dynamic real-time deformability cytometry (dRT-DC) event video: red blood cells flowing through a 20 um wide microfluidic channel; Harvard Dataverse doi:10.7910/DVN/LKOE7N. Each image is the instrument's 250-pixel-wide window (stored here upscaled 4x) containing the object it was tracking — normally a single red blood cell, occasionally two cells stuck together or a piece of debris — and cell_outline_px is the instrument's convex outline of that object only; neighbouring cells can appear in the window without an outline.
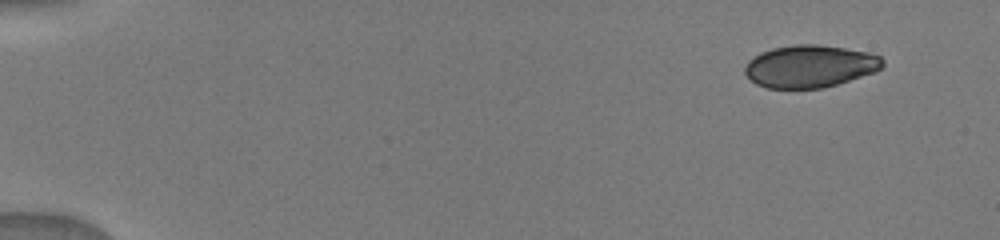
{"species": "human", "species_latin": "Homo sapiens", "temperature_condition": "warm", "stored_images_in_passage": 8, "camera_frame_rate_fps": 3000, "um_per_image_px": 0.085, "donor": {"sex": "male"}, "frame": {"image": 1, "passage_image": 1, "time_ms": 0.0, "image_size_px": [1000, 240], "cell_outline_px": [[884, 64], [876, 72], [824, 88], [768, 88], [756, 84], [744, 72], [744, 68], [748, 60], [760, 52], [772, 48], [796, 44], [816, 44], [844, 48], [868, 52], [880, 56], [884, 60]], "centroid_in_image_um": [68.84, 5.63], "position_along_channel_um": 16.2, "area_um2": 34.1}}
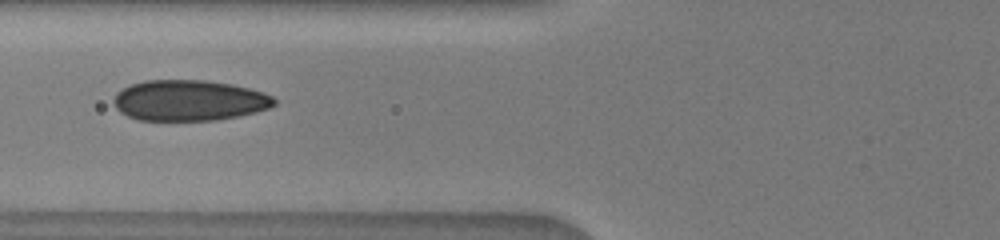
{"frame": {"image": 2, "passage_image": 6, "time_ms": 5.667, "image_size_px": [1000, 240], "cell_outline_px": [[276, 104], [268, 108], [256, 112], [216, 120], [140, 120], [128, 116], [120, 112], [116, 108], [112, 100], [116, 92], [132, 84], [144, 80], [204, 80], [232, 84], [264, 92], [272, 96], [276, 100]], "centroid_in_image_um": [16.07, 8.53], "position_along_channel_um": 109.7, "area_um2": 38.15}}
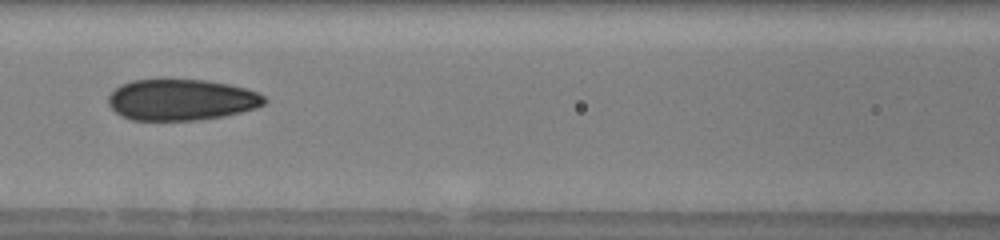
{"frame": {"image": 3, "passage_image": 7, "time_ms": 6.667, "image_size_px": [1000, 240], "cell_outline_px": [[268, 100], [264, 104], [256, 108], [224, 116], [196, 120], [132, 120], [120, 116], [108, 104], [108, 96], [120, 84], [132, 80], [208, 80], [228, 84], [244, 88], [256, 92], [264, 96]], "centroid_in_image_um": [15.4, 8.49], "position_along_channel_um": 151.2, "area_um2": 37.4}}